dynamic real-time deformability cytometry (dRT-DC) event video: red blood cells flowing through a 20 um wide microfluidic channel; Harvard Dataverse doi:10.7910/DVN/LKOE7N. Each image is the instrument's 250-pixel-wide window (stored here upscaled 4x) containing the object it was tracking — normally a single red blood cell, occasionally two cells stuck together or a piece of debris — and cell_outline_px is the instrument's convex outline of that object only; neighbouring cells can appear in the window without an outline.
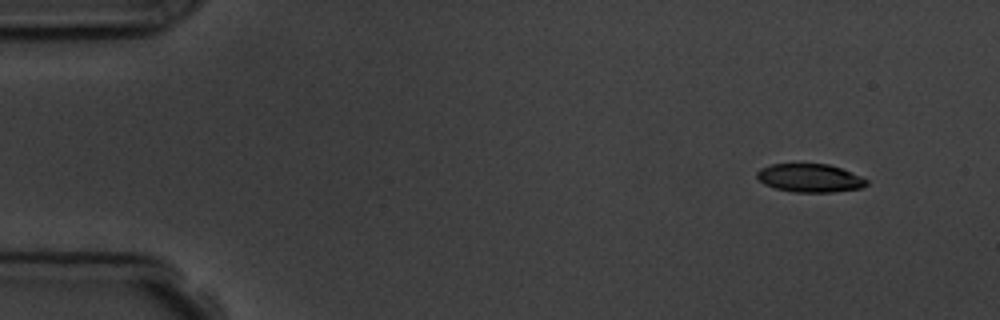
{"species": "common noctule bat (a hibernating species)", "species_latin": "Nyctalus noctula", "temperature_condition": "room temperature", "stored_images_in_passage": 4, "camera_frame_rate_fps": 3000, "um_per_image_px": 0.085, "animal": {"sex": "male", "body_mass_g": 19.5, "forearm_length_mm": 54.6}, "frame": {"image": 1, "passage_image": 1, "time_ms": 0.0, "image_size_px": [1000, 320], "cell_outline_px": [[868, 184], [860, 188], [832, 192], [796, 192], [776, 188], [764, 184], [756, 176], [756, 172], [760, 168], [772, 164], [828, 164], [840, 168], [860, 176], [868, 180]], "centroid_in_image_um": [68.82, 15.13], "position_along_channel_um": 16.2, "area_um2": 17.92}}
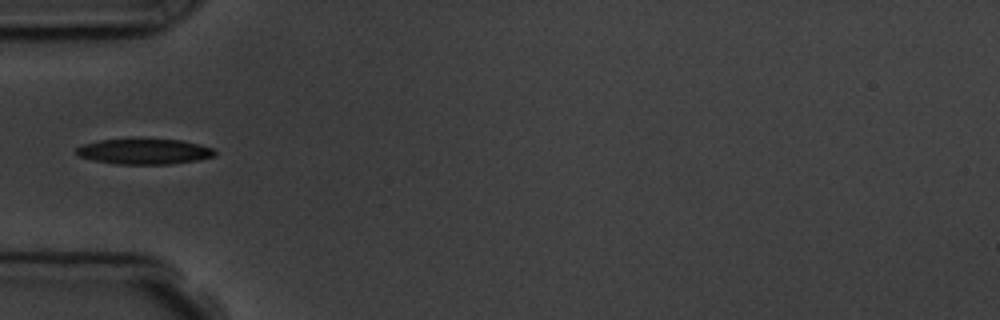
{"frame": {"image": 2, "passage_image": 4, "time_ms": 4.333, "image_size_px": [1000, 320], "cell_outline_px": [[216, 156], [200, 160], [172, 164], [112, 164], [92, 160], [76, 156], [76, 148], [84, 144], [100, 140], [180, 140], [212, 148], [216, 152]], "centroid_in_image_um": [12.25, 12.91], "position_along_channel_um": 72.8, "area_um2": 20.4}}